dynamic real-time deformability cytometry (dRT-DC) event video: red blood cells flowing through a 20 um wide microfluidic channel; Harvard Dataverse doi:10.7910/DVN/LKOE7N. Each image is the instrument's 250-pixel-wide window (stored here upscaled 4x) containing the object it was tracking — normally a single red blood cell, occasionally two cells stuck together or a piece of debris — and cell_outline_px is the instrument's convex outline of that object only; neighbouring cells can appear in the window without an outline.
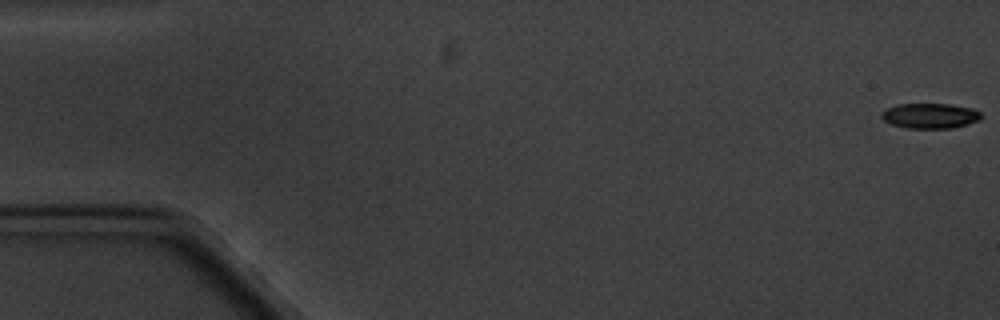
{"species": "common noctule bat (a hibernating species)", "species_latin": "Nyctalus noctula", "temperature_condition": "cold", "stored_images_in_passage": 9, "camera_frame_rate_fps": 3000, "um_per_image_px": 0.085, "animal": {"sex": "male", "body_mass_g": 20.1, "forearm_length_mm": 53.5}, "frame": {"image": 1, "passage_image": 1, "time_ms": 0.0, "image_size_px": [1000, 320], "cell_outline_px": [[984, 116], [980, 120], [968, 124], [952, 128], [904, 128], [892, 124], [884, 120], [880, 116], [880, 112], [888, 108], [900, 104], [948, 104], [972, 108], [980, 112]], "centroid_in_image_um": [79.08, 9.85], "position_along_channel_um": 5.9, "area_um2": 14.68}}
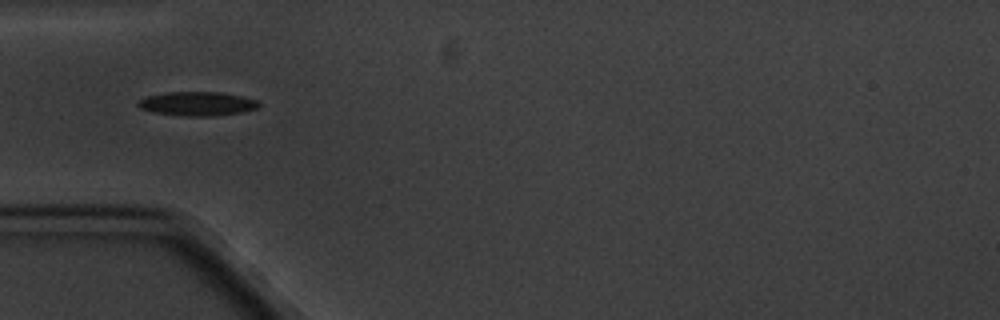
{"frame": {"image": 2, "passage_image": 6, "time_ms": 6.0, "image_size_px": [1000, 320], "cell_outline_px": [[260, 108], [244, 112], [212, 116], [188, 116], [152, 112], [140, 108], [136, 104], [136, 100], [148, 96], [168, 92], [220, 92], [240, 96], [256, 100], [260, 104]], "centroid_in_image_um": [16.77, 8.82], "position_along_channel_um": 68.2, "area_um2": 16.94}}